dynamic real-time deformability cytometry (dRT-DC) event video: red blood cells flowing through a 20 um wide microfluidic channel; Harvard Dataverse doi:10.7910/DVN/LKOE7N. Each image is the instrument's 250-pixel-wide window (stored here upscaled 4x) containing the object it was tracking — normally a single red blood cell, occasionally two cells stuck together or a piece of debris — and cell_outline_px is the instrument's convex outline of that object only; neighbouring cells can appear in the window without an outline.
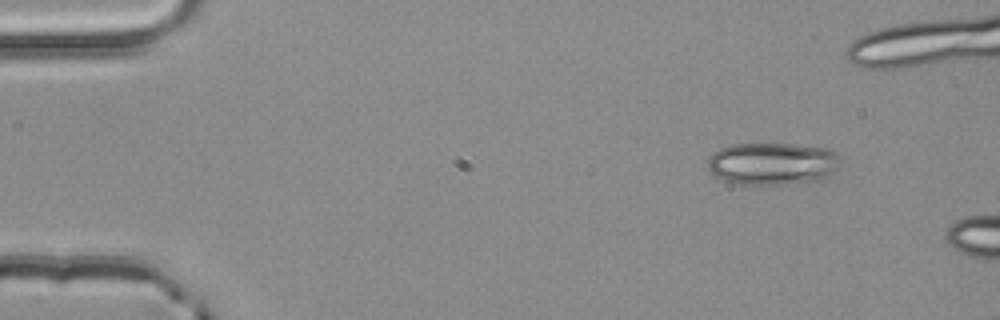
{"species": "common noctule bat (a hibernating species)", "species_latin": "Nyctalus noctula", "temperature_condition": "room temperature", "stored_images_in_passage": 4, "camera_frame_rate_fps": 3000, "um_per_image_px": 0.085, "animal": {"sex": "male", "body_mass_g": 20.4}, "frame": {"image": 1, "passage_image": 4, "time_ms": 1.0, "image_size_px": [1000, 320], "cell_outline_px": [[836, 168], [824, 180], [780, 184], [740, 184], [724, 180], [716, 176], [708, 168], [708, 160], [712, 152], [720, 148], [732, 144], [796, 144], [832, 148], [836, 152]], "centroid_in_image_um": [65.64, 13.89], "position_along_channel_um": 19.4, "area_um2": 32.66}}